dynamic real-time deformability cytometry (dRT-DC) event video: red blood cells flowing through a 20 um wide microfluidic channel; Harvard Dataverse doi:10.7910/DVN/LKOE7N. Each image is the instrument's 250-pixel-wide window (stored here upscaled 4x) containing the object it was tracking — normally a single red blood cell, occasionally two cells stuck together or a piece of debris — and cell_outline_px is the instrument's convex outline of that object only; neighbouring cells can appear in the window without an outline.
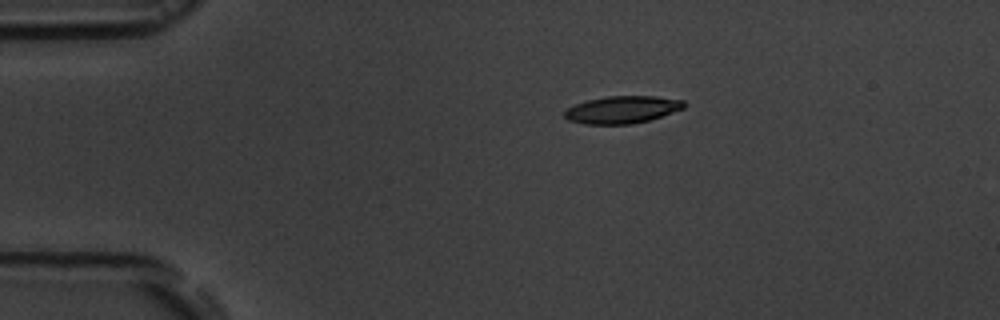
{"species": "common noctule bat (a hibernating species)", "species_latin": "Nyctalus noctula", "temperature_condition": "room temperature", "stored_images_in_passage": 2, "camera_frame_rate_fps": 3000, "um_per_image_px": 0.085, "animal": {"sex": "male", "body_mass_g": 19.5, "forearm_length_mm": 54.6}, "frame": {"image": 1, "passage_image": 1, "time_ms": 0.0, "image_size_px": [1000, 320], "cell_outline_px": [[684, 108], [648, 120], [628, 124], [584, 124], [568, 120], [564, 116], [564, 112], [568, 108], [576, 104], [588, 100], [608, 96], [656, 96], [684, 100]], "centroid_in_image_um": [52.87, 9.31], "position_along_channel_um": 32.1, "area_um2": 18.79}}